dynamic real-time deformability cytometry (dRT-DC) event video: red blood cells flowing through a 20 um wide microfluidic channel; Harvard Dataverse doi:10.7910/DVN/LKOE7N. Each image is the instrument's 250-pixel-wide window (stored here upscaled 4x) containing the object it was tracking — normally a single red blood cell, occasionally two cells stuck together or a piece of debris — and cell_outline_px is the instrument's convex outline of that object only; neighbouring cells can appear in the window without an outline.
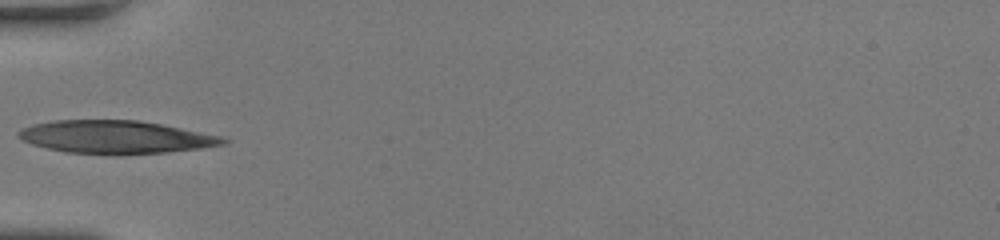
{"species": "human", "species_latin": "Homo sapiens", "temperature_condition": "room temperature", "stored_images_in_passage": 34, "camera_frame_rate_fps": 3000, "um_per_image_px": 0.085, "donor": {"sex": "female"}, "frame": {"image": 1, "passage_image": 1, "time_ms": 0.0, "image_size_px": [1000, 240], "cell_outline_px": [[228, 144], [204, 148], [164, 152], [64, 152], [32, 144], [16, 136], [16, 132], [20, 128], [32, 124], [52, 120], [136, 120], [160, 124], [220, 136], [228, 140]], "centroid_in_image_um": [9.79, 11.61], "position_along_channel_um": 75.2, "area_um2": 38.26}}
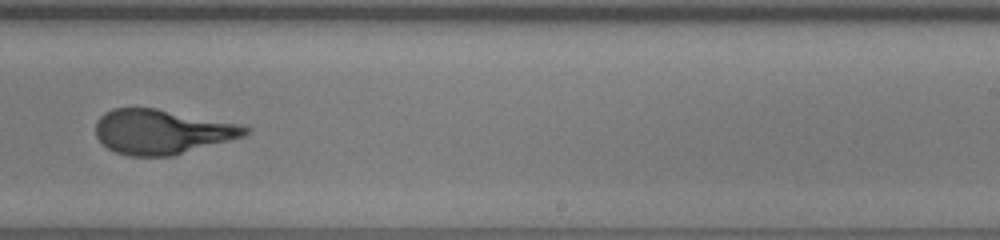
{"frame": {"image": 2, "passage_image": 16, "time_ms": 5.0, "image_size_px": [1000, 240], "cell_outline_px": [[252, 128], [244, 136], [172, 156], [128, 156], [116, 152], [108, 148], [96, 136], [96, 120], [104, 112], [112, 108], [156, 108], [244, 124]], "centroid_in_image_um": [13.78, 11.19], "position_along_channel_um": 275.2, "area_um2": 39.07}}
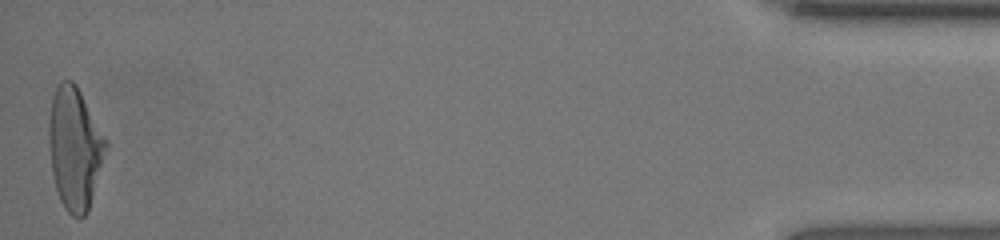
{"frame": {"image": 3, "passage_image": 34, "time_ms": 11.0, "image_size_px": [1000, 240], "cell_outline_px": [[108, 144], [88, 212], [84, 216], [72, 216], [64, 208], [60, 200], [52, 176], [48, 140], [48, 120], [52, 96], [60, 80], [72, 80], [76, 84]], "centroid_in_image_um": [6.32, 12.6], "position_along_channel_um": 428.9, "area_um2": 40.34}, "authors_computed_cell_mechanics": {"area_um2": 39.4774, "velocity_mm_per_s": 4.0229, "shape_relaxation_time_tau1_ms": 4.7352, "shape_relaxation_time_tau2_ms": 0.7425, "deformation_change_tau1": 0.2407, "deformation_change_tau2": 0.0624}}